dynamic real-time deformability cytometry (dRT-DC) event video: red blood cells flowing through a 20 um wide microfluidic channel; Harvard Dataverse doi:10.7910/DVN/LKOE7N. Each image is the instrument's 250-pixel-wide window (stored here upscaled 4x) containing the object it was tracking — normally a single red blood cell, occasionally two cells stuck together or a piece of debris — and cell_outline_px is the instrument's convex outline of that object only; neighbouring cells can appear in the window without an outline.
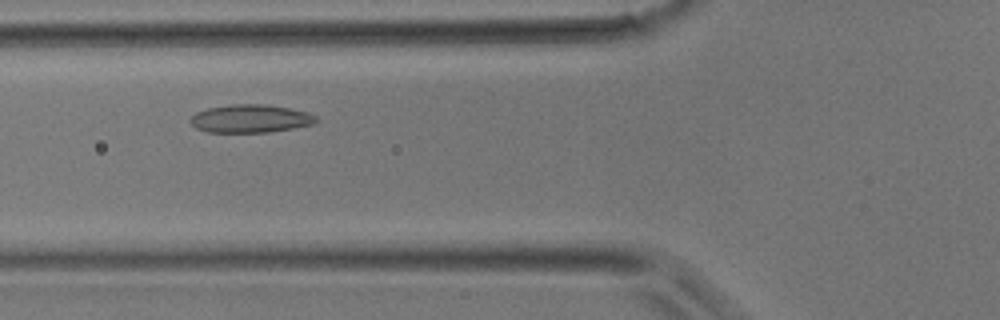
{"species": "common noctule bat (a hibernating species)", "species_latin": "Nyctalus noctula", "temperature_condition": "room temperature", "stored_images_in_passage": 31, "camera_frame_rate_fps": 3000, "um_per_image_px": 0.085, "animal": {"sex": "male", "body_mass_g": 17.9}, "frame": {"image": 1, "passage_image": 8, "time_ms": 2.333, "image_size_px": [1000, 320], "cell_outline_px": [[320, 120], [316, 124], [268, 132], [208, 132], [196, 128], [188, 120], [196, 112], [208, 108], [232, 104], [264, 104], [288, 108], [308, 112], [316, 116]], "centroid_in_image_um": [21.31, 10.08], "position_along_channel_um": 104.5, "area_um2": 20.63}}
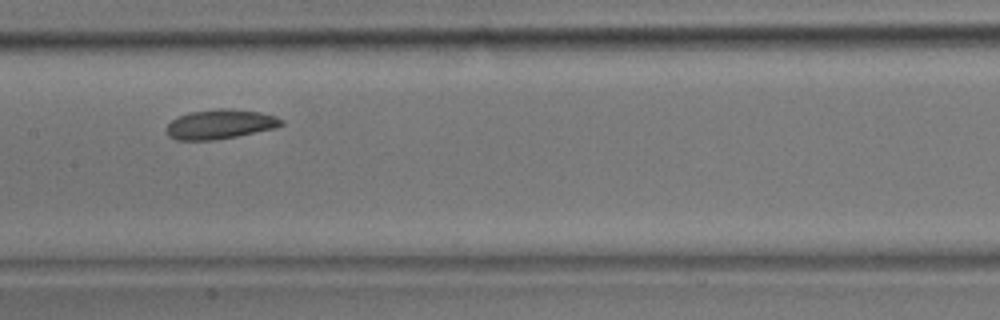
{"frame": {"image": 2, "passage_image": 13, "time_ms": 4.0, "image_size_px": [1000, 320], "cell_outline_px": [[284, 124], [276, 128], [216, 140], [176, 140], [168, 136], [164, 128], [172, 120], [188, 112], [220, 108], [228, 108], [260, 112], [276, 116], [284, 120]], "centroid_in_image_um": [18.7, 10.56], "position_along_channel_um": 188.7, "area_um2": 19.94}}
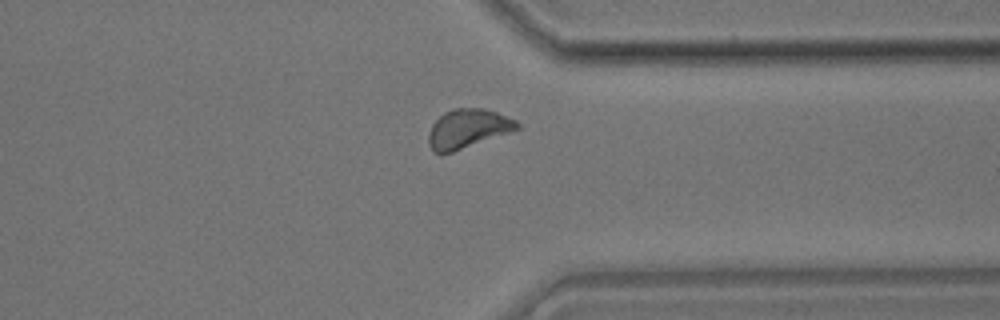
{"frame": {"image": 3, "passage_image": 24, "time_ms": 7.667, "image_size_px": [1000, 320], "cell_outline_px": [[520, 128], [452, 152], [432, 152], [428, 144], [428, 132], [432, 124], [444, 112], [452, 108], [480, 108], [496, 112], [516, 120], [520, 124]], "centroid_in_image_um": [39.73, 10.92], "position_along_channel_um": 371.7, "area_um2": 19.88}}